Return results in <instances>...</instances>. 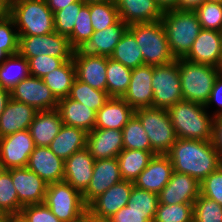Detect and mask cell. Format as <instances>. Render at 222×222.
Returning <instances> with one entry per match:
<instances>
[{
  "label": "cell",
  "mask_w": 222,
  "mask_h": 222,
  "mask_svg": "<svg viewBox=\"0 0 222 222\" xmlns=\"http://www.w3.org/2000/svg\"><path fill=\"white\" fill-rule=\"evenodd\" d=\"M166 155L173 171L190 175L199 183L222 165L212 141L177 138Z\"/></svg>",
  "instance_id": "6da1fadb"
},
{
  "label": "cell",
  "mask_w": 222,
  "mask_h": 222,
  "mask_svg": "<svg viewBox=\"0 0 222 222\" xmlns=\"http://www.w3.org/2000/svg\"><path fill=\"white\" fill-rule=\"evenodd\" d=\"M177 138L212 140L214 115L207 113L202 104L180 100L167 109Z\"/></svg>",
  "instance_id": "7a4b0ae2"
},
{
  "label": "cell",
  "mask_w": 222,
  "mask_h": 222,
  "mask_svg": "<svg viewBox=\"0 0 222 222\" xmlns=\"http://www.w3.org/2000/svg\"><path fill=\"white\" fill-rule=\"evenodd\" d=\"M161 21L174 58H184L202 29L195 11L168 10L163 13Z\"/></svg>",
  "instance_id": "3957f363"
},
{
  "label": "cell",
  "mask_w": 222,
  "mask_h": 222,
  "mask_svg": "<svg viewBox=\"0 0 222 222\" xmlns=\"http://www.w3.org/2000/svg\"><path fill=\"white\" fill-rule=\"evenodd\" d=\"M183 100L206 106L209 101L219 68L201 63H193L184 58L178 59Z\"/></svg>",
  "instance_id": "277c9868"
},
{
  "label": "cell",
  "mask_w": 222,
  "mask_h": 222,
  "mask_svg": "<svg viewBox=\"0 0 222 222\" xmlns=\"http://www.w3.org/2000/svg\"><path fill=\"white\" fill-rule=\"evenodd\" d=\"M128 30L134 35L141 49L144 64L160 66L175 60L161 20L131 24Z\"/></svg>",
  "instance_id": "5b68a950"
},
{
  "label": "cell",
  "mask_w": 222,
  "mask_h": 222,
  "mask_svg": "<svg viewBox=\"0 0 222 222\" xmlns=\"http://www.w3.org/2000/svg\"><path fill=\"white\" fill-rule=\"evenodd\" d=\"M18 35H46L55 32L54 14L46 0H25L8 9Z\"/></svg>",
  "instance_id": "8992f818"
},
{
  "label": "cell",
  "mask_w": 222,
  "mask_h": 222,
  "mask_svg": "<svg viewBox=\"0 0 222 222\" xmlns=\"http://www.w3.org/2000/svg\"><path fill=\"white\" fill-rule=\"evenodd\" d=\"M134 115L140 120L151 144V151L167 154L177 140L174 127L167 109L146 107L135 110Z\"/></svg>",
  "instance_id": "52a82bcc"
},
{
  "label": "cell",
  "mask_w": 222,
  "mask_h": 222,
  "mask_svg": "<svg viewBox=\"0 0 222 222\" xmlns=\"http://www.w3.org/2000/svg\"><path fill=\"white\" fill-rule=\"evenodd\" d=\"M44 204L62 222H78L87 213L82 194L65 181L48 184Z\"/></svg>",
  "instance_id": "ba28073f"
},
{
  "label": "cell",
  "mask_w": 222,
  "mask_h": 222,
  "mask_svg": "<svg viewBox=\"0 0 222 222\" xmlns=\"http://www.w3.org/2000/svg\"><path fill=\"white\" fill-rule=\"evenodd\" d=\"M153 100L152 107L168 109L183 100L178 59L153 66L152 76Z\"/></svg>",
  "instance_id": "9c48e42d"
},
{
  "label": "cell",
  "mask_w": 222,
  "mask_h": 222,
  "mask_svg": "<svg viewBox=\"0 0 222 222\" xmlns=\"http://www.w3.org/2000/svg\"><path fill=\"white\" fill-rule=\"evenodd\" d=\"M73 49L69 38L57 32L35 36L19 35L18 54L25 58L38 55L73 58Z\"/></svg>",
  "instance_id": "30bf717a"
},
{
  "label": "cell",
  "mask_w": 222,
  "mask_h": 222,
  "mask_svg": "<svg viewBox=\"0 0 222 222\" xmlns=\"http://www.w3.org/2000/svg\"><path fill=\"white\" fill-rule=\"evenodd\" d=\"M127 29L128 25L119 19L103 30L94 31L90 39L82 40L74 47L73 57H110Z\"/></svg>",
  "instance_id": "8fae6325"
},
{
  "label": "cell",
  "mask_w": 222,
  "mask_h": 222,
  "mask_svg": "<svg viewBox=\"0 0 222 222\" xmlns=\"http://www.w3.org/2000/svg\"><path fill=\"white\" fill-rule=\"evenodd\" d=\"M10 97L26 103L37 111L57 109L58 100L42 78L29 75L10 90Z\"/></svg>",
  "instance_id": "7c38bea8"
},
{
  "label": "cell",
  "mask_w": 222,
  "mask_h": 222,
  "mask_svg": "<svg viewBox=\"0 0 222 222\" xmlns=\"http://www.w3.org/2000/svg\"><path fill=\"white\" fill-rule=\"evenodd\" d=\"M34 148L35 144L28 129L0 138V163L2 168L27 167Z\"/></svg>",
  "instance_id": "4fadbf2b"
},
{
  "label": "cell",
  "mask_w": 222,
  "mask_h": 222,
  "mask_svg": "<svg viewBox=\"0 0 222 222\" xmlns=\"http://www.w3.org/2000/svg\"><path fill=\"white\" fill-rule=\"evenodd\" d=\"M133 187L134 183L126 180L114 184L87 206V213L99 218H111L127 206Z\"/></svg>",
  "instance_id": "5bb4252c"
},
{
  "label": "cell",
  "mask_w": 222,
  "mask_h": 222,
  "mask_svg": "<svg viewBox=\"0 0 222 222\" xmlns=\"http://www.w3.org/2000/svg\"><path fill=\"white\" fill-rule=\"evenodd\" d=\"M11 179L23 207L44 203L48 184L27 167L11 168Z\"/></svg>",
  "instance_id": "9a60e30c"
},
{
  "label": "cell",
  "mask_w": 222,
  "mask_h": 222,
  "mask_svg": "<svg viewBox=\"0 0 222 222\" xmlns=\"http://www.w3.org/2000/svg\"><path fill=\"white\" fill-rule=\"evenodd\" d=\"M122 180L117 157L95 160L90 184L82 194L85 205Z\"/></svg>",
  "instance_id": "2e32d148"
},
{
  "label": "cell",
  "mask_w": 222,
  "mask_h": 222,
  "mask_svg": "<svg viewBox=\"0 0 222 222\" xmlns=\"http://www.w3.org/2000/svg\"><path fill=\"white\" fill-rule=\"evenodd\" d=\"M184 59L219 68L222 62L221 33L202 28Z\"/></svg>",
  "instance_id": "e0dca14e"
},
{
  "label": "cell",
  "mask_w": 222,
  "mask_h": 222,
  "mask_svg": "<svg viewBox=\"0 0 222 222\" xmlns=\"http://www.w3.org/2000/svg\"><path fill=\"white\" fill-rule=\"evenodd\" d=\"M200 195V183L190 175L173 171L169 182L158 194L160 204L194 203Z\"/></svg>",
  "instance_id": "ac0fdd59"
},
{
  "label": "cell",
  "mask_w": 222,
  "mask_h": 222,
  "mask_svg": "<svg viewBox=\"0 0 222 222\" xmlns=\"http://www.w3.org/2000/svg\"><path fill=\"white\" fill-rule=\"evenodd\" d=\"M153 66L144 64L132 69L128 90L122 97L134 110L152 107Z\"/></svg>",
  "instance_id": "d6986e66"
},
{
  "label": "cell",
  "mask_w": 222,
  "mask_h": 222,
  "mask_svg": "<svg viewBox=\"0 0 222 222\" xmlns=\"http://www.w3.org/2000/svg\"><path fill=\"white\" fill-rule=\"evenodd\" d=\"M94 162L95 160L86 147L73 153L64 161L63 181L83 194L90 184Z\"/></svg>",
  "instance_id": "ffe728a7"
},
{
  "label": "cell",
  "mask_w": 222,
  "mask_h": 222,
  "mask_svg": "<svg viewBox=\"0 0 222 222\" xmlns=\"http://www.w3.org/2000/svg\"><path fill=\"white\" fill-rule=\"evenodd\" d=\"M173 165L166 154H156L133 182L134 186L159 194L169 182Z\"/></svg>",
  "instance_id": "44dd1931"
},
{
  "label": "cell",
  "mask_w": 222,
  "mask_h": 222,
  "mask_svg": "<svg viewBox=\"0 0 222 222\" xmlns=\"http://www.w3.org/2000/svg\"><path fill=\"white\" fill-rule=\"evenodd\" d=\"M86 148L94 160L115 158L124 149L122 130L94 128L87 134Z\"/></svg>",
  "instance_id": "7402d4cb"
},
{
  "label": "cell",
  "mask_w": 222,
  "mask_h": 222,
  "mask_svg": "<svg viewBox=\"0 0 222 222\" xmlns=\"http://www.w3.org/2000/svg\"><path fill=\"white\" fill-rule=\"evenodd\" d=\"M27 168L47 184L61 182L64 179V160L57 157L46 146H35L29 157Z\"/></svg>",
  "instance_id": "603a6c76"
},
{
  "label": "cell",
  "mask_w": 222,
  "mask_h": 222,
  "mask_svg": "<svg viewBox=\"0 0 222 222\" xmlns=\"http://www.w3.org/2000/svg\"><path fill=\"white\" fill-rule=\"evenodd\" d=\"M119 17L128 26L161 20L163 11L155 0H114Z\"/></svg>",
  "instance_id": "cb8c5ba5"
},
{
  "label": "cell",
  "mask_w": 222,
  "mask_h": 222,
  "mask_svg": "<svg viewBox=\"0 0 222 222\" xmlns=\"http://www.w3.org/2000/svg\"><path fill=\"white\" fill-rule=\"evenodd\" d=\"M36 112L32 106L10 98L0 115V138L27 130Z\"/></svg>",
  "instance_id": "d4e9b609"
},
{
  "label": "cell",
  "mask_w": 222,
  "mask_h": 222,
  "mask_svg": "<svg viewBox=\"0 0 222 222\" xmlns=\"http://www.w3.org/2000/svg\"><path fill=\"white\" fill-rule=\"evenodd\" d=\"M134 113L135 110L123 98L110 97L97 111L94 128L122 130Z\"/></svg>",
  "instance_id": "484cf974"
},
{
  "label": "cell",
  "mask_w": 222,
  "mask_h": 222,
  "mask_svg": "<svg viewBox=\"0 0 222 222\" xmlns=\"http://www.w3.org/2000/svg\"><path fill=\"white\" fill-rule=\"evenodd\" d=\"M63 125L57 109L37 111L28 128L35 146L48 147Z\"/></svg>",
  "instance_id": "4316f807"
},
{
  "label": "cell",
  "mask_w": 222,
  "mask_h": 222,
  "mask_svg": "<svg viewBox=\"0 0 222 222\" xmlns=\"http://www.w3.org/2000/svg\"><path fill=\"white\" fill-rule=\"evenodd\" d=\"M76 78L94 89L106 91V56L73 57Z\"/></svg>",
  "instance_id": "83f0119b"
},
{
  "label": "cell",
  "mask_w": 222,
  "mask_h": 222,
  "mask_svg": "<svg viewBox=\"0 0 222 222\" xmlns=\"http://www.w3.org/2000/svg\"><path fill=\"white\" fill-rule=\"evenodd\" d=\"M57 110L65 125L83 129L87 133L95 127L96 112L69 97L58 100Z\"/></svg>",
  "instance_id": "f1b7e54d"
},
{
  "label": "cell",
  "mask_w": 222,
  "mask_h": 222,
  "mask_svg": "<svg viewBox=\"0 0 222 222\" xmlns=\"http://www.w3.org/2000/svg\"><path fill=\"white\" fill-rule=\"evenodd\" d=\"M87 134L83 129L63 124L48 147L57 157L65 161L73 153L86 147Z\"/></svg>",
  "instance_id": "f546056e"
},
{
  "label": "cell",
  "mask_w": 222,
  "mask_h": 222,
  "mask_svg": "<svg viewBox=\"0 0 222 222\" xmlns=\"http://www.w3.org/2000/svg\"><path fill=\"white\" fill-rule=\"evenodd\" d=\"M75 78L76 68L73 59H71L43 76L42 80L50 88L55 98L60 100L69 96Z\"/></svg>",
  "instance_id": "4dcf8cb0"
},
{
  "label": "cell",
  "mask_w": 222,
  "mask_h": 222,
  "mask_svg": "<svg viewBox=\"0 0 222 222\" xmlns=\"http://www.w3.org/2000/svg\"><path fill=\"white\" fill-rule=\"evenodd\" d=\"M154 155L152 151L123 149L117 156L122 179L134 182Z\"/></svg>",
  "instance_id": "1f68e13d"
},
{
  "label": "cell",
  "mask_w": 222,
  "mask_h": 222,
  "mask_svg": "<svg viewBox=\"0 0 222 222\" xmlns=\"http://www.w3.org/2000/svg\"><path fill=\"white\" fill-rule=\"evenodd\" d=\"M132 69L107 57L106 91L110 97L122 98L128 90Z\"/></svg>",
  "instance_id": "d6a6232c"
},
{
  "label": "cell",
  "mask_w": 222,
  "mask_h": 222,
  "mask_svg": "<svg viewBox=\"0 0 222 222\" xmlns=\"http://www.w3.org/2000/svg\"><path fill=\"white\" fill-rule=\"evenodd\" d=\"M29 75L28 60L19 54L9 56L0 64V86L9 91Z\"/></svg>",
  "instance_id": "836d02e7"
},
{
  "label": "cell",
  "mask_w": 222,
  "mask_h": 222,
  "mask_svg": "<svg viewBox=\"0 0 222 222\" xmlns=\"http://www.w3.org/2000/svg\"><path fill=\"white\" fill-rule=\"evenodd\" d=\"M115 61L125 65L127 68L135 69L144 65L141 49L136 42L134 35L127 29L119 43L115 46L110 56Z\"/></svg>",
  "instance_id": "e575fe53"
},
{
  "label": "cell",
  "mask_w": 222,
  "mask_h": 222,
  "mask_svg": "<svg viewBox=\"0 0 222 222\" xmlns=\"http://www.w3.org/2000/svg\"><path fill=\"white\" fill-rule=\"evenodd\" d=\"M70 99L80 102L96 113L109 100L110 96L107 91H101L92 88L90 85L75 78L70 94Z\"/></svg>",
  "instance_id": "d590c367"
},
{
  "label": "cell",
  "mask_w": 222,
  "mask_h": 222,
  "mask_svg": "<svg viewBox=\"0 0 222 222\" xmlns=\"http://www.w3.org/2000/svg\"><path fill=\"white\" fill-rule=\"evenodd\" d=\"M22 206L19 204L18 194L11 179V169L0 172V213L6 215L20 214Z\"/></svg>",
  "instance_id": "8d00e7d4"
},
{
  "label": "cell",
  "mask_w": 222,
  "mask_h": 222,
  "mask_svg": "<svg viewBox=\"0 0 222 222\" xmlns=\"http://www.w3.org/2000/svg\"><path fill=\"white\" fill-rule=\"evenodd\" d=\"M124 149L151 151V144L140 120L133 115L122 129Z\"/></svg>",
  "instance_id": "74e56055"
},
{
  "label": "cell",
  "mask_w": 222,
  "mask_h": 222,
  "mask_svg": "<svg viewBox=\"0 0 222 222\" xmlns=\"http://www.w3.org/2000/svg\"><path fill=\"white\" fill-rule=\"evenodd\" d=\"M88 6L94 31L103 30L115 24L120 19L114 1L93 3L88 4Z\"/></svg>",
  "instance_id": "f35d334b"
},
{
  "label": "cell",
  "mask_w": 222,
  "mask_h": 222,
  "mask_svg": "<svg viewBox=\"0 0 222 222\" xmlns=\"http://www.w3.org/2000/svg\"><path fill=\"white\" fill-rule=\"evenodd\" d=\"M193 204H160L153 222H193Z\"/></svg>",
  "instance_id": "ab89813d"
},
{
  "label": "cell",
  "mask_w": 222,
  "mask_h": 222,
  "mask_svg": "<svg viewBox=\"0 0 222 222\" xmlns=\"http://www.w3.org/2000/svg\"><path fill=\"white\" fill-rule=\"evenodd\" d=\"M193 222H222V206L199 195L193 204Z\"/></svg>",
  "instance_id": "60d3db41"
},
{
  "label": "cell",
  "mask_w": 222,
  "mask_h": 222,
  "mask_svg": "<svg viewBox=\"0 0 222 222\" xmlns=\"http://www.w3.org/2000/svg\"><path fill=\"white\" fill-rule=\"evenodd\" d=\"M195 13L203 29L222 30V3L205 1Z\"/></svg>",
  "instance_id": "b9f144b4"
},
{
  "label": "cell",
  "mask_w": 222,
  "mask_h": 222,
  "mask_svg": "<svg viewBox=\"0 0 222 222\" xmlns=\"http://www.w3.org/2000/svg\"><path fill=\"white\" fill-rule=\"evenodd\" d=\"M84 5L82 1L69 4L64 9L54 12L55 32L60 35L69 37L74 29L77 14Z\"/></svg>",
  "instance_id": "7bdbcfd3"
},
{
  "label": "cell",
  "mask_w": 222,
  "mask_h": 222,
  "mask_svg": "<svg viewBox=\"0 0 222 222\" xmlns=\"http://www.w3.org/2000/svg\"><path fill=\"white\" fill-rule=\"evenodd\" d=\"M15 27L9 14L0 20V48L9 56L18 54L19 35Z\"/></svg>",
  "instance_id": "ee69618b"
},
{
  "label": "cell",
  "mask_w": 222,
  "mask_h": 222,
  "mask_svg": "<svg viewBox=\"0 0 222 222\" xmlns=\"http://www.w3.org/2000/svg\"><path fill=\"white\" fill-rule=\"evenodd\" d=\"M74 24L73 32L68 37L73 48L82 40L90 39L91 35L94 33L89 6L87 4L81 7Z\"/></svg>",
  "instance_id": "f6af8a7d"
},
{
  "label": "cell",
  "mask_w": 222,
  "mask_h": 222,
  "mask_svg": "<svg viewBox=\"0 0 222 222\" xmlns=\"http://www.w3.org/2000/svg\"><path fill=\"white\" fill-rule=\"evenodd\" d=\"M28 60L29 74L34 77L42 78L54 69L59 68L65 61L72 58H59L48 55H38Z\"/></svg>",
  "instance_id": "bcb514c9"
},
{
  "label": "cell",
  "mask_w": 222,
  "mask_h": 222,
  "mask_svg": "<svg viewBox=\"0 0 222 222\" xmlns=\"http://www.w3.org/2000/svg\"><path fill=\"white\" fill-rule=\"evenodd\" d=\"M158 203V194L134 186L127 206L138 211H156Z\"/></svg>",
  "instance_id": "7dc6e473"
},
{
  "label": "cell",
  "mask_w": 222,
  "mask_h": 222,
  "mask_svg": "<svg viewBox=\"0 0 222 222\" xmlns=\"http://www.w3.org/2000/svg\"><path fill=\"white\" fill-rule=\"evenodd\" d=\"M200 195L222 206V165L200 183Z\"/></svg>",
  "instance_id": "c3c4849f"
},
{
  "label": "cell",
  "mask_w": 222,
  "mask_h": 222,
  "mask_svg": "<svg viewBox=\"0 0 222 222\" xmlns=\"http://www.w3.org/2000/svg\"><path fill=\"white\" fill-rule=\"evenodd\" d=\"M20 215L27 222H62L44 203L23 206Z\"/></svg>",
  "instance_id": "681fc988"
},
{
  "label": "cell",
  "mask_w": 222,
  "mask_h": 222,
  "mask_svg": "<svg viewBox=\"0 0 222 222\" xmlns=\"http://www.w3.org/2000/svg\"><path fill=\"white\" fill-rule=\"evenodd\" d=\"M156 211H138L125 206L118 210L111 219L114 222H153Z\"/></svg>",
  "instance_id": "f907efd6"
},
{
  "label": "cell",
  "mask_w": 222,
  "mask_h": 222,
  "mask_svg": "<svg viewBox=\"0 0 222 222\" xmlns=\"http://www.w3.org/2000/svg\"><path fill=\"white\" fill-rule=\"evenodd\" d=\"M215 103L218 106V110L213 112V115L217 116L219 114H222V74H219L218 77L215 79L209 101L207 102L205 107L208 109L209 105Z\"/></svg>",
  "instance_id": "816d5d0a"
},
{
  "label": "cell",
  "mask_w": 222,
  "mask_h": 222,
  "mask_svg": "<svg viewBox=\"0 0 222 222\" xmlns=\"http://www.w3.org/2000/svg\"><path fill=\"white\" fill-rule=\"evenodd\" d=\"M211 141L222 160V114L214 117Z\"/></svg>",
  "instance_id": "f5cc1de1"
},
{
  "label": "cell",
  "mask_w": 222,
  "mask_h": 222,
  "mask_svg": "<svg viewBox=\"0 0 222 222\" xmlns=\"http://www.w3.org/2000/svg\"><path fill=\"white\" fill-rule=\"evenodd\" d=\"M206 0H177L176 9L195 11Z\"/></svg>",
  "instance_id": "db71d44e"
},
{
  "label": "cell",
  "mask_w": 222,
  "mask_h": 222,
  "mask_svg": "<svg viewBox=\"0 0 222 222\" xmlns=\"http://www.w3.org/2000/svg\"><path fill=\"white\" fill-rule=\"evenodd\" d=\"M77 1L79 0H46L48 7L53 13L64 9L69 4H72Z\"/></svg>",
  "instance_id": "11a10c76"
},
{
  "label": "cell",
  "mask_w": 222,
  "mask_h": 222,
  "mask_svg": "<svg viewBox=\"0 0 222 222\" xmlns=\"http://www.w3.org/2000/svg\"><path fill=\"white\" fill-rule=\"evenodd\" d=\"M10 91L0 86V115L10 100Z\"/></svg>",
  "instance_id": "9f6ffc18"
},
{
  "label": "cell",
  "mask_w": 222,
  "mask_h": 222,
  "mask_svg": "<svg viewBox=\"0 0 222 222\" xmlns=\"http://www.w3.org/2000/svg\"><path fill=\"white\" fill-rule=\"evenodd\" d=\"M163 12L176 9L177 0H155Z\"/></svg>",
  "instance_id": "6f0895ef"
},
{
  "label": "cell",
  "mask_w": 222,
  "mask_h": 222,
  "mask_svg": "<svg viewBox=\"0 0 222 222\" xmlns=\"http://www.w3.org/2000/svg\"><path fill=\"white\" fill-rule=\"evenodd\" d=\"M2 222H27L20 214L6 215L3 217Z\"/></svg>",
  "instance_id": "680465c9"
},
{
  "label": "cell",
  "mask_w": 222,
  "mask_h": 222,
  "mask_svg": "<svg viewBox=\"0 0 222 222\" xmlns=\"http://www.w3.org/2000/svg\"><path fill=\"white\" fill-rule=\"evenodd\" d=\"M87 222H114L111 218H99L87 213Z\"/></svg>",
  "instance_id": "91938a15"
},
{
  "label": "cell",
  "mask_w": 222,
  "mask_h": 222,
  "mask_svg": "<svg viewBox=\"0 0 222 222\" xmlns=\"http://www.w3.org/2000/svg\"><path fill=\"white\" fill-rule=\"evenodd\" d=\"M21 1H25V0H0V2L7 8L9 9L11 6H13L14 4L21 2Z\"/></svg>",
  "instance_id": "94428289"
},
{
  "label": "cell",
  "mask_w": 222,
  "mask_h": 222,
  "mask_svg": "<svg viewBox=\"0 0 222 222\" xmlns=\"http://www.w3.org/2000/svg\"><path fill=\"white\" fill-rule=\"evenodd\" d=\"M8 14V9L0 2V20Z\"/></svg>",
  "instance_id": "6125c7cd"
},
{
  "label": "cell",
  "mask_w": 222,
  "mask_h": 222,
  "mask_svg": "<svg viewBox=\"0 0 222 222\" xmlns=\"http://www.w3.org/2000/svg\"><path fill=\"white\" fill-rule=\"evenodd\" d=\"M8 57L9 55L2 48H0V64Z\"/></svg>",
  "instance_id": "be15d7a7"
},
{
  "label": "cell",
  "mask_w": 222,
  "mask_h": 222,
  "mask_svg": "<svg viewBox=\"0 0 222 222\" xmlns=\"http://www.w3.org/2000/svg\"><path fill=\"white\" fill-rule=\"evenodd\" d=\"M84 4H93V3H99V2H105V1H114V0H80Z\"/></svg>",
  "instance_id": "e7e4bbea"
},
{
  "label": "cell",
  "mask_w": 222,
  "mask_h": 222,
  "mask_svg": "<svg viewBox=\"0 0 222 222\" xmlns=\"http://www.w3.org/2000/svg\"><path fill=\"white\" fill-rule=\"evenodd\" d=\"M78 222H87V213H86L85 217Z\"/></svg>",
  "instance_id": "03108f58"
},
{
  "label": "cell",
  "mask_w": 222,
  "mask_h": 222,
  "mask_svg": "<svg viewBox=\"0 0 222 222\" xmlns=\"http://www.w3.org/2000/svg\"><path fill=\"white\" fill-rule=\"evenodd\" d=\"M206 1L222 3V0H206Z\"/></svg>",
  "instance_id": "003e7915"
},
{
  "label": "cell",
  "mask_w": 222,
  "mask_h": 222,
  "mask_svg": "<svg viewBox=\"0 0 222 222\" xmlns=\"http://www.w3.org/2000/svg\"><path fill=\"white\" fill-rule=\"evenodd\" d=\"M219 70H220V74H222V62L220 64Z\"/></svg>",
  "instance_id": "a7ac6f4b"
},
{
  "label": "cell",
  "mask_w": 222,
  "mask_h": 222,
  "mask_svg": "<svg viewBox=\"0 0 222 222\" xmlns=\"http://www.w3.org/2000/svg\"><path fill=\"white\" fill-rule=\"evenodd\" d=\"M3 217H4V216L0 213V222H2Z\"/></svg>",
  "instance_id": "89a4df30"
},
{
  "label": "cell",
  "mask_w": 222,
  "mask_h": 222,
  "mask_svg": "<svg viewBox=\"0 0 222 222\" xmlns=\"http://www.w3.org/2000/svg\"><path fill=\"white\" fill-rule=\"evenodd\" d=\"M2 169H3V168H2V165H1V163H0V172L2 171Z\"/></svg>",
  "instance_id": "2644e50d"
}]
</instances>
